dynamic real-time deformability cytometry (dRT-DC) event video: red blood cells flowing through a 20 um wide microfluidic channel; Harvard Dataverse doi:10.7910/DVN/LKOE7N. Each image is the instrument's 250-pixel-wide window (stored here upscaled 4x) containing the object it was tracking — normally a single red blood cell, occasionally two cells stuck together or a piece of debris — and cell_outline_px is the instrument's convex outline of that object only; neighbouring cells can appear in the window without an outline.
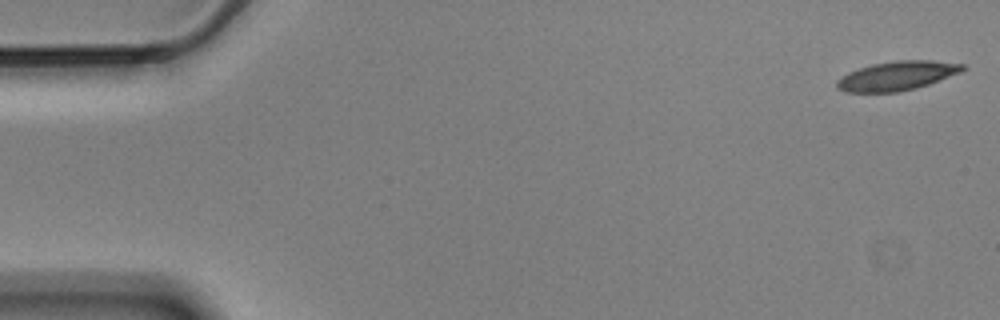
{"species": "Egyptian fruit bat (a non-hibernating species)", "species_latin": "Rousettus aegyptiacus", "temperature_condition": "cold", "stored_images_in_passage": 12, "camera_frame_rate_fps": 3000, "um_per_image_px": 0.085, "animal": {"sex": "male"}, "frame": {"image": 1, "passage_image": 1, "time_ms": 0.0, "image_size_px": [1000, 320], "cell_outline_px": [[964, 68], [960, 72], [928, 84], [916, 88], [896, 92], [844, 92], [836, 88], [836, 80], [848, 72], [872, 64], [896, 60], [932, 60], [964, 64]], "centroid_in_image_um": [76.2, 6.44], "position_along_channel_um": 8.8, "area_um2": 21.21}}